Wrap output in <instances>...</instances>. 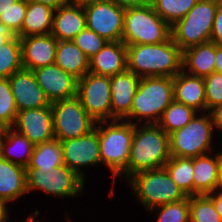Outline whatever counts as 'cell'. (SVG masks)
Returning a JSON list of instances; mask_svg holds the SVG:
<instances>
[{"instance_id":"6da1fadb","label":"cell","mask_w":222,"mask_h":222,"mask_svg":"<svg viewBox=\"0 0 222 222\" xmlns=\"http://www.w3.org/2000/svg\"><path fill=\"white\" fill-rule=\"evenodd\" d=\"M183 51L172 37L160 44L127 46V70L141 77H174L183 70Z\"/></svg>"},{"instance_id":"7a4b0ae2","label":"cell","mask_w":222,"mask_h":222,"mask_svg":"<svg viewBox=\"0 0 222 222\" xmlns=\"http://www.w3.org/2000/svg\"><path fill=\"white\" fill-rule=\"evenodd\" d=\"M134 122V135L126 169L119 175L127 179L133 174L158 169L170 159L169 135L158 124Z\"/></svg>"},{"instance_id":"3957f363","label":"cell","mask_w":222,"mask_h":222,"mask_svg":"<svg viewBox=\"0 0 222 222\" xmlns=\"http://www.w3.org/2000/svg\"><path fill=\"white\" fill-rule=\"evenodd\" d=\"M173 92V77H141L130 114L125 121L131 122L133 118L139 117L138 122L144 118V124H157L165 109L174 100Z\"/></svg>"},{"instance_id":"277c9868","label":"cell","mask_w":222,"mask_h":222,"mask_svg":"<svg viewBox=\"0 0 222 222\" xmlns=\"http://www.w3.org/2000/svg\"><path fill=\"white\" fill-rule=\"evenodd\" d=\"M171 37V26L150 2L125 9L122 42L128 45L160 44Z\"/></svg>"},{"instance_id":"5b68a950","label":"cell","mask_w":222,"mask_h":222,"mask_svg":"<svg viewBox=\"0 0 222 222\" xmlns=\"http://www.w3.org/2000/svg\"><path fill=\"white\" fill-rule=\"evenodd\" d=\"M135 197L150 213L153 208L185 199L187 196L170 178L164 167L137 172L128 178Z\"/></svg>"},{"instance_id":"8992f818","label":"cell","mask_w":222,"mask_h":222,"mask_svg":"<svg viewBox=\"0 0 222 222\" xmlns=\"http://www.w3.org/2000/svg\"><path fill=\"white\" fill-rule=\"evenodd\" d=\"M110 122V123H109ZM99 121V149L101 163L113 174V181L127 167L130 147L134 135V122L125 120ZM107 128H104V125Z\"/></svg>"},{"instance_id":"52a82bcc","label":"cell","mask_w":222,"mask_h":222,"mask_svg":"<svg viewBox=\"0 0 222 222\" xmlns=\"http://www.w3.org/2000/svg\"><path fill=\"white\" fill-rule=\"evenodd\" d=\"M221 1L199 0L181 20L171 26V37L182 51L210 41L214 18Z\"/></svg>"},{"instance_id":"ba28073f","label":"cell","mask_w":222,"mask_h":222,"mask_svg":"<svg viewBox=\"0 0 222 222\" xmlns=\"http://www.w3.org/2000/svg\"><path fill=\"white\" fill-rule=\"evenodd\" d=\"M213 121L210 112L189 121L184 127L169 134L172 157L194 158L211 151ZM210 150V151H209Z\"/></svg>"},{"instance_id":"9c48e42d","label":"cell","mask_w":222,"mask_h":222,"mask_svg":"<svg viewBox=\"0 0 222 222\" xmlns=\"http://www.w3.org/2000/svg\"><path fill=\"white\" fill-rule=\"evenodd\" d=\"M55 139L65 141L88 134L96 121L83 108L76 96L51 103Z\"/></svg>"},{"instance_id":"30bf717a","label":"cell","mask_w":222,"mask_h":222,"mask_svg":"<svg viewBox=\"0 0 222 222\" xmlns=\"http://www.w3.org/2000/svg\"><path fill=\"white\" fill-rule=\"evenodd\" d=\"M84 181L66 165L56 166L45 173L37 168H26L27 193L39 189L53 197H75L82 193Z\"/></svg>"},{"instance_id":"8fae6325","label":"cell","mask_w":222,"mask_h":222,"mask_svg":"<svg viewBox=\"0 0 222 222\" xmlns=\"http://www.w3.org/2000/svg\"><path fill=\"white\" fill-rule=\"evenodd\" d=\"M77 97L96 121H112L110 76L86 73L77 80Z\"/></svg>"},{"instance_id":"7c38bea8","label":"cell","mask_w":222,"mask_h":222,"mask_svg":"<svg viewBox=\"0 0 222 222\" xmlns=\"http://www.w3.org/2000/svg\"><path fill=\"white\" fill-rule=\"evenodd\" d=\"M86 27L107 41H122L125 8L111 1L84 6Z\"/></svg>"},{"instance_id":"4fadbf2b","label":"cell","mask_w":222,"mask_h":222,"mask_svg":"<svg viewBox=\"0 0 222 222\" xmlns=\"http://www.w3.org/2000/svg\"><path fill=\"white\" fill-rule=\"evenodd\" d=\"M64 165L84 179L82 168L101 163L98 122L88 134L61 141Z\"/></svg>"},{"instance_id":"5bb4252c","label":"cell","mask_w":222,"mask_h":222,"mask_svg":"<svg viewBox=\"0 0 222 222\" xmlns=\"http://www.w3.org/2000/svg\"><path fill=\"white\" fill-rule=\"evenodd\" d=\"M12 127L26 136L34 145L55 138L51 104L42 108L19 111Z\"/></svg>"},{"instance_id":"9a60e30c","label":"cell","mask_w":222,"mask_h":222,"mask_svg":"<svg viewBox=\"0 0 222 222\" xmlns=\"http://www.w3.org/2000/svg\"><path fill=\"white\" fill-rule=\"evenodd\" d=\"M50 103L77 96V79L56 64L32 71Z\"/></svg>"},{"instance_id":"2e32d148","label":"cell","mask_w":222,"mask_h":222,"mask_svg":"<svg viewBox=\"0 0 222 222\" xmlns=\"http://www.w3.org/2000/svg\"><path fill=\"white\" fill-rule=\"evenodd\" d=\"M8 79L18 112L25 109L42 108L51 104L31 70L22 68Z\"/></svg>"},{"instance_id":"e0dca14e","label":"cell","mask_w":222,"mask_h":222,"mask_svg":"<svg viewBox=\"0 0 222 222\" xmlns=\"http://www.w3.org/2000/svg\"><path fill=\"white\" fill-rule=\"evenodd\" d=\"M139 82L140 77L129 70L110 76L112 121L129 116Z\"/></svg>"},{"instance_id":"ac0fdd59","label":"cell","mask_w":222,"mask_h":222,"mask_svg":"<svg viewBox=\"0 0 222 222\" xmlns=\"http://www.w3.org/2000/svg\"><path fill=\"white\" fill-rule=\"evenodd\" d=\"M22 66L28 70L55 64L58 40L51 34L20 38Z\"/></svg>"},{"instance_id":"d6986e66","label":"cell","mask_w":222,"mask_h":222,"mask_svg":"<svg viewBox=\"0 0 222 222\" xmlns=\"http://www.w3.org/2000/svg\"><path fill=\"white\" fill-rule=\"evenodd\" d=\"M127 70V46L122 41H108L103 48L89 58V72L113 76Z\"/></svg>"},{"instance_id":"ffe728a7","label":"cell","mask_w":222,"mask_h":222,"mask_svg":"<svg viewBox=\"0 0 222 222\" xmlns=\"http://www.w3.org/2000/svg\"><path fill=\"white\" fill-rule=\"evenodd\" d=\"M86 27L84 8L69 3L54 10L51 35L58 41H72Z\"/></svg>"},{"instance_id":"44dd1931","label":"cell","mask_w":222,"mask_h":222,"mask_svg":"<svg viewBox=\"0 0 222 222\" xmlns=\"http://www.w3.org/2000/svg\"><path fill=\"white\" fill-rule=\"evenodd\" d=\"M174 100L192 107L198 113L206 111L205 83L202 77L186 73L184 70L173 77Z\"/></svg>"},{"instance_id":"7402d4cb","label":"cell","mask_w":222,"mask_h":222,"mask_svg":"<svg viewBox=\"0 0 222 222\" xmlns=\"http://www.w3.org/2000/svg\"><path fill=\"white\" fill-rule=\"evenodd\" d=\"M26 193V168L0 157V203L6 206Z\"/></svg>"},{"instance_id":"603a6c76","label":"cell","mask_w":222,"mask_h":222,"mask_svg":"<svg viewBox=\"0 0 222 222\" xmlns=\"http://www.w3.org/2000/svg\"><path fill=\"white\" fill-rule=\"evenodd\" d=\"M220 161L218 154L193 158L194 195L209 194L219 188Z\"/></svg>"},{"instance_id":"cb8c5ba5","label":"cell","mask_w":222,"mask_h":222,"mask_svg":"<svg viewBox=\"0 0 222 222\" xmlns=\"http://www.w3.org/2000/svg\"><path fill=\"white\" fill-rule=\"evenodd\" d=\"M182 68L186 73L202 78L214 72L215 43L209 41L185 49L182 57Z\"/></svg>"},{"instance_id":"d4e9b609","label":"cell","mask_w":222,"mask_h":222,"mask_svg":"<svg viewBox=\"0 0 222 222\" xmlns=\"http://www.w3.org/2000/svg\"><path fill=\"white\" fill-rule=\"evenodd\" d=\"M34 146L35 145L26 136L18 133L13 127L6 128L0 142V157L13 164L27 168L31 160ZM18 151L21 152V154L19 153L20 155Z\"/></svg>"},{"instance_id":"484cf974","label":"cell","mask_w":222,"mask_h":222,"mask_svg":"<svg viewBox=\"0 0 222 222\" xmlns=\"http://www.w3.org/2000/svg\"><path fill=\"white\" fill-rule=\"evenodd\" d=\"M55 64L77 80L89 72V58L73 41H58Z\"/></svg>"},{"instance_id":"4316f807","label":"cell","mask_w":222,"mask_h":222,"mask_svg":"<svg viewBox=\"0 0 222 222\" xmlns=\"http://www.w3.org/2000/svg\"><path fill=\"white\" fill-rule=\"evenodd\" d=\"M53 13V8L33 0H27L21 37L51 34Z\"/></svg>"},{"instance_id":"83f0119b","label":"cell","mask_w":222,"mask_h":222,"mask_svg":"<svg viewBox=\"0 0 222 222\" xmlns=\"http://www.w3.org/2000/svg\"><path fill=\"white\" fill-rule=\"evenodd\" d=\"M64 165L61 141L55 138L34 146L27 168H37L42 173L50 172L56 166Z\"/></svg>"},{"instance_id":"f1b7e54d","label":"cell","mask_w":222,"mask_h":222,"mask_svg":"<svg viewBox=\"0 0 222 222\" xmlns=\"http://www.w3.org/2000/svg\"><path fill=\"white\" fill-rule=\"evenodd\" d=\"M164 168L186 196H194L193 158L171 156Z\"/></svg>"},{"instance_id":"f546056e","label":"cell","mask_w":222,"mask_h":222,"mask_svg":"<svg viewBox=\"0 0 222 222\" xmlns=\"http://www.w3.org/2000/svg\"><path fill=\"white\" fill-rule=\"evenodd\" d=\"M195 115H198L195 109L173 100L157 124L169 135L184 127Z\"/></svg>"},{"instance_id":"4dcf8cb0","label":"cell","mask_w":222,"mask_h":222,"mask_svg":"<svg viewBox=\"0 0 222 222\" xmlns=\"http://www.w3.org/2000/svg\"><path fill=\"white\" fill-rule=\"evenodd\" d=\"M22 68V45L16 36L0 46V78H9Z\"/></svg>"},{"instance_id":"1f68e13d","label":"cell","mask_w":222,"mask_h":222,"mask_svg":"<svg viewBox=\"0 0 222 222\" xmlns=\"http://www.w3.org/2000/svg\"><path fill=\"white\" fill-rule=\"evenodd\" d=\"M199 0H151L154 11L170 26L181 20Z\"/></svg>"},{"instance_id":"d6a6232c","label":"cell","mask_w":222,"mask_h":222,"mask_svg":"<svg viewBox=\"0 0 222 222\" xmlns=\"http://www.w3.org/2000/svg\"><path fill=\"white\" fill-rule=\"evenodd\" d=\"M189 207L190 222H222L207 194L189 196Z\"/></svg>"},{"instance_id":"836d02e7","label":"cell","mask_w":222,"mask_h":222,"mask_svg":"<svg viewBox=\"0 0 222 222\" xmlns=\"http://www.w3.org/2000/svg\"><path fill=\"white\" fill-rule=\"evenodd\" d=\"M18 110L8 78H0V123L6 128L13 126Z\"/></svg>"},{"instance_id":"e575fe53","label":"cell","mask_w":222,"mask_h":222,"mask_svg":"<svg viewBox=\"0 0 222 222\" xmlns=\"http://www.w3.org/2000/svg\"><path fill=\"white\" fill-rule=\"evenodd\" d=\"M153 209L158 214L156 222H190L189 196L181 201L164 204Z\"/></svg>"},{"instance_id":"d590c367","label":"cell","mask_w":222,"mask_h":222,"mask_svg":"<svg viewBox=\"0 0 222 222\" xmlns=\"http://www.w3.org/2000/svg\"><path fill=\"white\" fill-rule=\"evenodd\" d=\"M27 10V0H18L0 15V22L8 26L13 33L21 38V28Z\"/></svg>"},{"instance_id":"8d00e7d4","label":"cell","mask_w":222,"mask_h":222,"mask_svg":"<svg viewBox=\"0 0 222 222\" xmlns=\"http://www.w3.org/2000/svg\"><path fill=\"white\" fill-rule=\"evenodd\" d=\"M77 47H79L88 58L97 54L103 46L108 42L103 37L99 36L94 31L84 28L77 36L72 40Z\"/></svg>"},{"instance_id":"74e56055","label":"cell","mask_w":222,"mask_h":222,"mask_svg":"<svg viewBox=\"0 0 222 222\" xmlns=\"http://www.w3.org/2000/svg\"><path fill=\"white\" fill-rule=\"evenodd\" d=\"M205 83L206 110L222 104V73L212 72L203 78Z\"/></svg>"},{"instance_id":"f35d334b","label":"cell","mask_w":222,"mask_h":222,"mask_svg":"<svg viewBox=\"0 0 222 222\" xmlns=\"http://www.w3.org/2000/svg\"><path fill=\"white\" fill-rule=\"evenodd\" d=\"M210 41L222 45V1L216 11Z\"/></svg>"},{"instance_id":"ab89813d","label":"cell","mask_w":222,"mask_h":222,"mask_svg":"<svg viewBox=\"0 0 222 222\" xmlns=\"http://www.w3.org/2000/svg\"><path fill=\"white\" fill-rule=\"evenodd\" d=\"M213 125L218 130H222V104L215 106L210 111Z\"/></svg>"},{"instance_id":"60d3db41","label":"cell","mask_w":222,"mask_h":222,"mask_svg":"<svg viewBox=\"0 0 222 222\" xmlns=\"http://www.w3.org/2000/svg\"><path fill=\"white\" fill-rule=\"evenodd\" d=\"M216 191H218V193ZM207 195L212 199V201L215 205L216 211L222 221V189L218 188L217 190H215Z\"/></svg>"},{"instance_id":"b9f144b4","label":"cell","mask_w":222,"mask_h":222,"mask_svg":"<svg viewBox=\"0 0 222 222\" xmlns=\"http://www.w3.org/2000/svg\"><path fill=\"white\" fill-rule=\"evenodd\" d=\"M15 37L16 35L13 33V31L8 26L0 22V46Z\"/></svg>"},{"instance_id":"7bdbcfd3","label":"cell","mask_w":222,"mask_h":222,"mask_svg":"<svg viewBox=\"0 0 222 222\" xmlns=\"http://www.w3.org/2000/svg\"><path fill=\"white\" fill-rule=\"evenodd\" d=\"M114 3L115 5L122 8H131L134 6H140L147 3L146 0H108Z\"/></svg>"},{"instance_id":"ee69618b","label":"cell","mask_w":222,"mask_h":222,"mask_svg":"<svg viewBox=\"0 0 222 222\" xmlns=\"http://www.w3.org/2000/svg\"><path fill=\"white\" fill-rule=\"evenodd\" d=\"M33 1L49 6L54 10L61 6L71 3V0H33Z\"/></svg>"},{"instance_id":"f6af8a7d","label":"cell","mask_w":222,"mask_h":222,"mask_svg":"<svg viewBox=\"0 0 222 222\" xmlns=\"http://www.w3.org/2000/svg\"><path fill=\"white\" fill-rule=\"evenodd\" d=\"M215 72L222 73V45L215 44Z\"/></svg>"},{"instance_id":"bcb514c9","label":"cell","mask_w":222,"mask_h":222,"mask_svg":"<svg viewBox=\"0 0 222 222\" xmlns=\"http://www.w3.org/2000/svg\"><path fill=\"white\" fill-rule=\"evenodd\" d=\"M18 0H0V15L5 13L8 8L11 7Z\"/></svg>"},{"instance_id":"7dc6e473","label":"cell","mask_w":222,"mask_h":222,"mask_svg":"<svg viewBox=\"0 0 222 222\" xmlns=\"http://www.w3.org/2000/svg\"><path fill=\"white\" fill-rule=\"evenodd\" d=\"M107 0H71V3L80 5L81 7L87 6L89 4L103 2Z\"/></svg>"},{"instance_id":"c3c4849f","label":"cell","mask_w":222,"mask_h":222,"mask_svg":"<svg viewBox=\"0 0 222 222\" xmlns=\"http://www.w3.org/2000/svg\"><path fill=\"white\" fill-rule=\"evenodd\" d=\"M7 206H5L4 204L0 203V222H4L6 218H8L9 216V212L7 210Z\"/></svg>"},{"instance_id":"681fc988","label":"cell","mask_w":222,"mask_h":222,"mask_svg":"<svg viewBox=\"0 0 222 222\" xmlns=\"http://www.w3.org/2000/svg\"><path fill=\"white\" fill-rule=\"evenodd\" d=\"M218 157L220 161L219 188L222 189V151L218 152Z\"/></svg>"},{"instance_id":"f907efd6","label":"cell","mask_w":222,"mask_h":222,"mask_svg":"<svg viewBox=\"0 0 222 222\" xmlns=\"http://www.w3.org/2000/svg\"><path fill=\"white\" fill-rule=\"evenodd\" d=\"M37 215L39 216V209H36L34 214L32 216L28 217L27 222H41L39 220H37V221L35 220L34 216L36 217ZM67 220H68V222H71V221H69V219H67Z\"/></svg>"},{"instance_id":"816d5d0a","label":"cell","mask_w":222,"mask_h":222,"mask_svg":"<svg viewBox=\"0 0 222 222\" xmlns=\"http://www.w3.org/2000/svg\"><path fill=\"white\" fill-rule=\"evenodd\" d=\"M5 130H6V127L3 124L0 123V142L3 138V136H4Z\"/></svg>"}]
</instances>
